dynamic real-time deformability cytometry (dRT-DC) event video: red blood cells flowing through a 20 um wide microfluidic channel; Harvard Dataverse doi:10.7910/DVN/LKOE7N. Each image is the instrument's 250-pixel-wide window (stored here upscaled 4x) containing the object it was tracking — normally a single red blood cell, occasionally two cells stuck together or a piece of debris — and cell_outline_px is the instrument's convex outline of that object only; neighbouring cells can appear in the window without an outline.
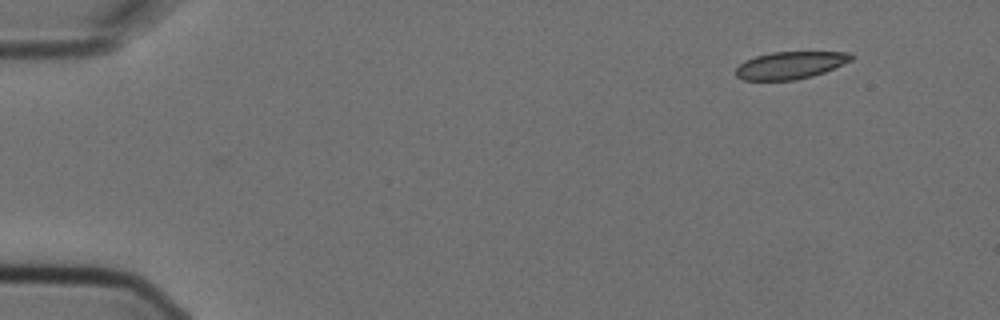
{"species": "Egyptian fruit bat (a non-hibernating species)", "species_latin": "Rousettus aegyptiacus", "temperature_condition": "cold", "stored_images_in_passage": 2, "camera_frame_rate_fps": 3000, "um_per_image_px": 0.085, "animal": {"sex": "female"}, "frame": {"image": 1, "passage_image": 2, "time_ms": 0.333, "image_size_px": [1000, 320], "cell_outline_px": [[856, 56], [852, 60], [824, 72], [812, 76], [796, 80], [744, 80], [736, 76], [736, 68], [744, 60], [756, 56], [772, 52], [852, 52]], "centroid_in_image_um": [67.19, 5.54], "position_along_channel_um": 17.8, "area_um2": 18.44}}